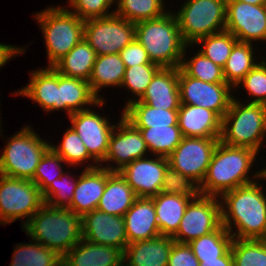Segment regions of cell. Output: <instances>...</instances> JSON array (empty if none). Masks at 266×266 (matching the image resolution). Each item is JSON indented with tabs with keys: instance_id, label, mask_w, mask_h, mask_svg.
<instances>
[{
	"instance_id": "1",
	"label": "cell",
	"mask_w": 266,
	"mask_h": 266,
	"mask_svg": "<svg viewBox=\"0 0 266 266\" xmlns=\"http://www.w3.org/2000/svg\"><path fill=\"white\" fill-rule=\"evenodd\" d=\"M260 181L239 186L219 197L221 222L233 239H259L266 230V190Z\"/></svg>"
},
{
	"instance_id": "2",
	"label": "cell",
	"mask_w": 266,
	"mask_h": 266,
	"mask_svg": "<svg viewBox=\"0 0 266 266\" xmlns=\"http://www.w3.org/2000/svg\"><path fill=\"white\" fill-rule=\"evenodd\" d=\"M258 153L219 141L212 154L204 180L199 185L202 195L220 197L223 193L261 179L262 170L251 175Z\"/></svg>"
},
{
	"instance_id": "3",
	"label": "cell",
	"mask_w": 266,
	"mask_h": 266,
	"mask_svg": "<svg viewBox=\"0 0 266 266\" xmlns=\"http://www.w3.org/2000/svg\"><path fill=\"white\" fill-rule=\"evenodd\" d=\"M22 229L31 240L63 257L82 239V216L44 204Z\"/></svg>"
},
{
	"instance_id": "4",
	"label": "cell",
	"mask_w": 266,
	"mask_h": 266,
	"mask_svg": "<svg viewBox=\"0 0 266 266\" xmlns=\"http://www.w3.org/2000/svg\"><path fill=\"white\" fill-rule=\"evenodd\" d=\"M135 39L147 51L152 63L161 68H179L186 43L174 12H168L155 19L135 23Z\"/></svg>"
},
{
	"instance_id": "5",
	"label": "cell",
	"mask_w": 266,
	"mask_h": 266,
	"mask_svg": "<svg viewBox=\"0 0 266 266\" xmlns=\"http://www.w3.org/2000/svg\"><path fill=\"white\" fill-rule=\"evenodd\" d=\"M265 138L266 105L248 103L247 98L241 102L234 96L222 119L220 141L229 146L249 148L259 154Z\"/></svg>"
},
{
	"instance_id": "6",
	"label": "cell",
	"mask_w": 266,
	"mask_h": 266,
	"mask_svg": "<svg viewBox=\"0 0 266 266\" xmlns=\"http://www.w3.org/2000/svg\"><path fill=\"white\" fill-rule=\"evenodd\" d=\"M56 6L46 7L33 16L43 32L48 67H52L84 37V20L69 11L65 5Z\"/></svg>"
},
{
	"instance_id": "7",
	"label": "cell",
	"mask_w": 266,
	"mask_h": 266,
	"mask_svg": "<svg viewBox=\"0 0 266 266\" xmlns=\"http://www.w3.org/2000/svg\"><path fill=\"white\" fill-rule=\"evenodd\" d=\"M0 155V174L32 180L36 167L50 149V142L42 139L31 126H24L6 141Z\"/></svg>"
},
{
	"instance_id": "8",
	"label": "cell",
	"mask_w": 266,
	"mask_h": 266,
	"mask_svg": "<svg viewBox=\"0 0 266 266\" xmlns=\"http://www.w3.org/2000/svg\"><path fill=\"white\" fill-rule=\"evenodd\" d=\"M226 2L227 0H186L178 12L174 11L182 39L187 45L225 31Z\"/></svg>"
},
{
	"instance_id": "9",
	"label": "cell",
	"mask_w": 266,
	"mask_h": 266,
	"mask_svg": "<svg viewBox=\"0 0 266 266\" xmlns=\"http://www.w3.org/2000/svg\"><path fill=\"white\" fill-rule=\"evenodd\" d=\"M44 204L42 192L32 180L0 174V224L23 219L22 228Z\"/></svg>"
},
{
	"instance_id": "10",
	"label": "cell",
	"mask_w": 266,
	"mask_h": 266,
	"mask_svg": "<svg viewBox=\"0 0 266 266\" xmlns=\"http://www.w3.org/2000/svg\"><path fill=\"white\" fill-rule=\"evenodd\" d=\"M96 55L119 54L135 39V23L115 14L84 21V37Z\"/></svg>"
},
{
	"instance_id": "11",
	"label": "cell",
	"mask_w": 266,
	"mask_h": 266,
	"mask_svg": "<svg viewBox=\"0 0 266 266\" xmlns=\"http://www.w3.org/2000/svg\"><path fill=\"white\" fill-rule=\"evenodd\" d=\"M180 104L196 105L214 111L221 119L227 113L236 89L227 83H208L188 76L178 68ZM233 91V93H232Z\"/></svg>"
},
{
	"instance_id": "12",
	"label": "cell",
	"mask_w": 266,
	"mask_h": 266,
	"mask_svg": "<svg viewBox=\"0 0 266 266\" xmlns=\"http://www.w3.org/2000/svg\"><path fill=\"white\" fill-rule=\"evenodd\" d=\"M221 225L220 199L199 194L188 203L173 239L175 242L189 243L217 230Z\"/></svg>"
},
{
	"instance_id": "13",
	"label": "cell",
	"mask_w": 266,
	"mask_h": 266,
	"mask_svg": "<svg viewBox=\"0 0 266 266\" xmlns=\"http://www.w3.org/2000/svg\"><path fill=\"white\" fill-rule=\"evenodd\" d=\"M219 141L220 138L183 137L167 157L169 166L200 185Z\"/></svg>"
},
{
	"instance_id": "14",
	"label": "cell",
	"mask_w": 266,
	"mask_h": 266,
	"mask_svg": "<svg viewBox=\"0 0 266 266\" xmlns=\"http://www.w3.org/2000/svg\"><path fill=\"white\" fill-rule=\"evenodd\" d=\"M118 120L111 133L105 159L99 165L111 172L120 171L136 159L152 156L147 155L149 151L141 132L123 117L122 111ZM104 163L106 165H102Z\"/></svg>"
},
{
	"instance_id": "15",
	"label": "cell",
	"mask_w": 266,
	"mask_h": 266,
	"mask_svg": "<svg viewBox=\"0 0 266 266\" xmlns=\"http://www.w3.org/2000/svg\"><path fill=\"white\" fill-rule=\"evenodd\" d=\"M225 30L240 42H266V5L227 0Z\"/></svg>"
},
{
	"instance_id": "16",
	"label": "cell",
	"mask_w": 266,
	"mask_h": 266,
	"mask_svg": "<svg viewBox=\"0 0 266 266\" xmlns=\"http://www.w3.org/2000/svg\"><path fill=\"white\" fill-rule=\"evenodd\" d=\"M95 111L90 108L75 112L68 116V118L71 122L70 127L81 138L89 155L101 165L105 159L109 139L116 123H110L107 116L103 117V115Z\"/></svg>"
},
{
	"instance_id": "17",
	"label": "cell",
	"mask_w": 266,
	"mask_h": 266,
	"mask_svg": "<svg viewBox=\"0 0 266 266\" xmlns=\"http://www.w3.org/2000/svg\"><path fill=\"white\" fill-rule=\"evenodd\" d=\"M147 157L136 159L118 171L137 197L151 198L160 193L164 173L169 166L167 157Z\"/></svg>"
},
{
	"instance_id": "18",
	"label": "cell",
	"mask_w": 266,
	"mask_h": 266,
	"mask_svg": "<svg viewBox=\"0 0 266 266\" xmlns=\"http://www.w3.org/2000/svg\"><path fill=\"white\" fill-rule=\"evenodd\" d=\"M82 238L94 243L119 248L128 244L124 218L95 209L82 216Z\"/></svg>"
},
{
	"instance_id": "19",
	"label": "cell",
	"mask_w": 266,
	"mask_h": 266,
	"mask_svg": "<svg viewBox=\"0 0 266 266\" xmlns=\"http://www.w3.org/2000/svg\"><path fill=\"white\" fill-rule=\"evenodd\" d=\"M177 124L183 137L220 138L222 119L212 110L180 104Z\"/></svg>"
},
{
	"instance_id": "20",
	"label": "cell",
	"mask_w": 266,
	"mask_h": 266,
	"mask_svg": "<svg viewBox=\"0 0 266 266\" xmlns=\"http://www.w3.org/2000/svg\"><path fill=\"white\" fill-rule=\"evenodd\" d=\"M96 105V106H95ZM105 105V100H100L91 90L88 81L67 77L58 72V103L57 111L67 112V116L92 106L100 107Z\"/></svg>"
},
{
	"instance_id": "21",
	"label": "cell",
	"mask_w": 266,
	"mask_h": 266,
	"mask_svg": "<svg viewBox=\"0 0 266 266\" xmlns=\"http://www.w3.org/2000/svg\"><path fill=\"white\" fill-rule=\"evenodd\" d=\"M123 218L128 244L161 235L152 198L138 197Z\"/></svg>"
},
{
	"instance_id": "22",
	"label": "cell",
	"mask_w": 266,
	"mask_h": 266,
	"mask_svg": "<svg viewBox=\"0 0 266 266\" xmlns=\"http://www.w3.org/2000/svg\"><path fill=\"white\" fill-rule=\"evenodd\" d=\"M27 86L12 93L25 96L38 104L45 112L57 110L58 72L53 67L40 68L30 72Z\"/></svg>"
},
{
	"instance_id": "23",
	"label": "cell",
	"mask_w": 266,
	"mask_h": 266,
	"mask_svg": "<svg viewBox=\"0 0 266 266\" xmlns=\"http://www.w3.org/2000/svg\"><path fill=\"white\" fill-rule=\"evenodd\" d=\"M82 170L81 175H78L77 186L69 207L80 216L97 209L106 185V168L99 166Z\"/></svg>"
},
{
	"instance_id": "24",
	"label": "cell",
	"mask_w": 266,
	"mask_h": 266,
	"mask_svg": "<svg viewBox=\"0 0 266 266\" xmlns=\"http://www.w3.org/2000/svg\"><path fill=\"white\" fill-rule=\"evenodd\" d=\"M175 240L171 236L136 241L127 244L123 261L127 266H168V259Z\"/></svg>"
},
{
	"instance_id": "25",
	"label": "cell",
	"mask_w": 266,
	"mask_h": 266,
	"mask_svg": "<svg viewBox=\"0 0 266 266\" xmlns=\"http://www.w3.org/2000/svg\"><path fill=\"white\" fill-rule=\"evenodd\" d=\"M134 102L146 103L154 108L178 110V68H161L152 78L143 96Z\"/></svg>"
},
{
	"instance_id": "26",
	"label": "cell",
	"mask_w": 266,
	"mask_h": 266,
	"mask_svg": "<svg viewBox=\"0 0 266 266\" xmlns=\"http://www.w3.org/2000/svg\"><path fill=\"white\" fill-rule=\"evenodd\" d=\"M63 259L71 266H119L123 262V252L82 238Z\"/></svg>"
},
{
	"instance_id": "27",
	"label": "cell",
	"mask_w": 266,
	"mask_h": 266,
	"mask_svg": "<svg viewBox=\"0 0 266 266\" xmlns=\"http://www.w3.org/2000/svg\"><path fill=\"white\" fill-rule=\"evenodd\" d=\"M137 198L133 189L119 172L106 169V185L97 206L98 210L123 217Z\"/></svg>"
},
{
	"instance_id": "28",
	"label": "cell",
	"mask_w": 266,
	"mask_h": 266,
	"mask_svg": "<svg viewBox=\"0 0 266 266\" xmlns=\"http://www.w3.org/2000/svg\"><path fill=\"white\" fill-rule=\"evenodd\" d=\"M155 206L158 228L161 235L173 237L179 229V224L185 214L190 197L179 194L160 192L151 197Z\"/></svg>"
},
{
	"instance_id": "29",
	"label": "cell",
	"mask_w": 266,
	"mask_h": 266,
	"mask_svg": "<svg viewBox=\"0 0 266 266\" xmlns=\"http://www.w3.org/2000/svg\"><path fill=\"white\" fill-rule=\"evenodd\" d=\"M125 64L120 54L98 55L89 79L92 92L104 100L100 91L105 87H120L125 74Z\"/></svg>"
},
{
	"instance_id": "30",
	"label": "cell",
	"mask_w": 266,
	"mask_h": 266,
	"mask_svg": "<svg viewBox=\"0 0 266 266\" xmlns=\"http://www.w3.org/2000/svg\"><path fill=\"white\" fill-rule=\"evenodd\" d=\"M96 57L94 49L83 38L52 67L64 76L89 81Z\"/></svg>"
},
{
	"instance_id": "31",
	"label": "cell",
	"mask_w": 266,
	"mask_h": 266,
	"mask_svg": "<svg viewBox=\"0 0 266 266\" xmlns=\"http://www.w3.org/2000/svg\"><path fill=\"white\" fill-rule=\"evenodd\" d=\"M123 108V117L135 128L178 125V110L154 108L142 102H132Z\"/></svg>"
},
{
	"instance_id": "32",
	"label": "cell",
	"mask_w": 266,
	"mask_h": 266,
	"mask_svg": "<svg viewBox=\"0 0 266 266\" xmlns=\"http://www.w3.org/2000/svg\"><path fill=\"white\" fill-rule=\"evenodd\" d=\"M253 46L251 43L237 41L223 67L226 83L233 90L245 75L259 63V60L256 61Z\"/></svg>"
},
{
	"instance_id": "33",
	"label": "cell",
	"mask_w": 266,
	"mask_h": 266,
	"mask_svg": "<svg viewBox=\"0 0 266 266\" xmlns=\"http://www.w3.org/2000/svg\"><path fill=\"white\" fill-rule=\"evenodd\" d=\"M52 144L50 142V148L67 163L69 168L71 166H74V168H77L78 165L83 166V163L87 165L88 161L89 163L84 169L99 167V164L89 155L81 138L71 127L67 128L65 133H63L61 143H58V145Z\"/></svg>"
},
{
	"instance_id": "34",
	"label": "cell",
	"mask_w": 266,
	"mask_h": 266,
	"mask_svg": "<svg viewBox=\"0 0 266 266\" xmlns=\"http://www.w3.org/2000/svg\"><path fill=\"white\" fill-rule=\"evenodd\" d=\"M153 156L168 157L182 141L183 135L178 125L166 127L137 128Z\"/></svg>"
},
{
	"instance_id": "35",
	"label": "cell",
	"mask_w": 266,
	"mask_h": 266,
	"mask_svg": "<svg viewBox=\"0 0 266 266\" xmlns=\"http://www.w3.org/2000/svg\"><path fill=\"white\" fill-rule=\"evenodd\" d=\"M233 241L229 231L221 225L217 230L188 243L198 260H211L224 256Z\"/></svg>"
},
{
	"instance_id": "36",
	"label": "cell",
	"mask_w": 266,
	"mask_h": 266,
	"mask_svg": "<svg viewBox=\"0 0 266 266\" xmlns=\"http://www.w3.org/2000/svg\"><path fill=\"white\" fill-rule=\"evenodd\" d=\"M164 0H115L114 14L129 22L137 23L155 19L167 13Z\"/></svg>"
},
{
	"instance_id": "37",
	"label": "cell",
	"mask_w": 266,
	"mask_h": 266,
	"mask_svg": "<svg viewBox=\"0 0 266 266\" xmlns=\"http://www.w3.org/2000/svg\"><path fill=\"white\" fill-rule=\"evenodd\" d=\"M19 243L14 247L9 266H56L63 258L56 251L48 249L37 241ZM33 243H32V242Z\"/></svg>"
},
{
	"instance_id": "38",
	"label": "cell",
	"mask_w": 266,
	"mask_h": 266,
	"mask_svg": "<svg viewBox=\"0 0 266 266\" xmlns=\"http://www.w3.org/2000/svg\"><path fill=\"white\" fill-rule=\"evenodd\" d=\"M192 45H186L180 68L193 78L208 83H226L223 68L208 59L201 52H197L194 56L187 60V48Z\"/></svg>"
},
{
	"instance_id": "39",
	"label": "cell",
	"mask_w": 266,
	"mask_h": 266,
	"mask_svg": "<svg viewBox=\"0 0 266 266\" xmlns=\"http://www.w3.org/2000/svg\"><path fill=\"white\" fill-rule=\"evenodd\" d=\"M237 38L228 31L211 34L197 40L193 46L200 45L198 50L220 67H224Z\"/></svg>"
},
{
	"instance_id": "40",
	"label": "cell",
	"mask_w": 266,
	"mask_h": 266,
	"mask_svg": "<svg viewBox=\"0 0 266 266\" xmlns=\"http://www.w3.org/2000/svg\"><path fill=\"white\" fill-rule=\"evenodd\" d=\"M160 69L161 67L157 64H141L126 67L120 87L127 88L129 93H132L134 97L126 101L125 107L143 96L152 78Z\"/></svg>"
},
{
	"instance_id": "41",
	"label": "cell",
	"mask_w": 266,
	"mask_h": 266,
	"mask_svg": "<svg viewBox=\"0 0 266 266\" xmlns=\"http://www.w3.org/2000/svg\"><path fill=\"white\" fill-rule=\"evenodd\" d=\"M233 266H266V247L259 239H233Z\"/></svg>"
},
{
	"instance_id": "42",
	"label": "cell",
	"mask_w": 266,
	"mask_h": 266,
	"mask_svg": "<svg viewBox=\"0 0 266 266\" xmlns=\"http://www.w3.org/2000/svg\"><path fill=\"white\" fill-rule=\"evenodd\" d=\"M70 171H65L60 178L54 179L42 192L44 203L55 208H69L74 191L77 186L78 176Z\"/></svg>"
},
{
	"instance_id": "43",
	"label": "cell",
	"mask_w": 266,
	"mask_h": 266,
	"mask_svg": "<svg viewBox=\"0 0 266 266\" xmlns=\"http://www.w3.org/2000/svg\"><path fill=\"white\" fill-rule=\"evenodd\" d=\"M264 58L263 56L235 87L239 89L242 86V90L248 92L245 93L250 97L248 103L266 105V58Z\"/></svg>"
},
{
	"instance_id": "44",
	"label": "cell",
	"mask_w": 266,
	"mask_h": 266,
	"mask_svg": "<svg viewBox=\"0 0 266 266\" xmlns=\"http://www.w3.org/2000/svg\"><path fill=\"white\" fill-rule=\"evenodd\" d=\"M63 164H66L64 160L51 148L44 154L39 165L36 167L32 179V181L40 188L41 192H43L54 179L60 178L63 175L65 172L63 170L64 166H62ZM49 168H54V171L52 169L49 170Z\"/></svg>"
},
{
	"instance_id": "45",
	"label": "cell",
	"mask_w": 266,
	"mask_h": 266,
	"mask_svg": "<svg viewBox=\"0 0 266 266\" xmlns=\"http://www.w3.org/2000/svg\"><path fill=\"white\" fill-rule=\"evenodd\" d=\"M161 192L167 194H179L194 199L200 194L199 185L190 177L167 167L161 185Z\"/></svg>"
},
{
	"instance_id": "46",
	"label": "cell",
	"mask_w": 266,
	"mask_h": 266,
	"mask_svg": "<svg viewBox=\"0 0 266 266\" xmlns=\"http://www.w3.org/2000/svg\"><path fill=\"white\" fill-rule=\"evenodd\" d=\"M114 3L115 0H68V10L85 21L113 15L114 10L110 12L109 8Z\"/></svg>"
},
{
	"instance_id": "47",
	"label": "cell",
	"mask_w": 266,
	"mask_h": 266,
	"mask_svg": "<svg viewBox=\"0 0 266 266\" xmlns=\"http://www.w3.org/2000/svg\"><path fill=\"white\" fill-rule=\"evenodd\" d=\"M168 266H200L188 243L174 242L168 259Z\"/></svg>"
},
{
	"instance_id": "48",
	"label": "cell",
	"mask_w": 266,
	"mask_h": 266,
	"mask_svg": "<svg viewBox=\"0 0 266 266\" xmlns=\"http://www.w3.org/2000/svg\"><path fill=\"white\" fill-rule=\"evenodd\" d=\"M119 54L125 67L141 64H155L150 61L147 51L136 39H133Z\"/></svg>"
},
{
	"instance_id": "49",
	"label": "cell",
	"mask_w": 266,
	"mask_h": 266,
	"mask_svg": "<svg viewBox=\"0 0 266 266\" xmlns=\"http://www.w3.org/2000/svg\"><path fill=\"white\" fill-rule=\"evenodd\" d=\"M26 51L25 46L20 48L15 45H9V44H3L0 43V68H3L5 64H7L10 59L20 55L24 54Z\"/></svg>"
},
{
	"instance_id": "50",
	"label": "cell",
	"mask_w": 266,
	"mask_h": 266,
	"mask_svg": "<svg viewBox=\"0 0 266 266\" xmlns=\"http://www.w3.org/2000/svg\"><path fill=\"white\" fill-rule=\"evenodd\" d=\"M200 266H233V258L231 250L224 256L211 260H198Z\"/></svg>"
},
{
	"instance_id": "51",
	"label": "cell",
	"mask_w": 266,
	"mask_h": 266,
	"mask_svg": "<svg viewBox=\"0 0 266 266\" xmlns=\"http://www.w3.org/2000/svg\"><path fill=\"white\" fill-rule=\"evenodd\" d=\"M236 1H242L252 5H266V0H236Z\"/></svg>"
},
{
	"instance_id": "52",
	"label": "cell",
	"mask_w": 266,
	"mask_h": 266,
	"mask_svg": "<svg viewBox=\"0 0 266 266\" xmlns=\"http://www.w3.org/2000/svg\"><path fill=\"white\" fill-rule=\"evenodd\" d=\"M56 266H71L67 261H65L63 258L57 263Z\"/></svg>"
},
{
	"instance_id": "53",
	"label": "cell",
	"mask_w": 266,
	"mask_h": 266,
	"mask_svg": "<svg viewBox=\"0 0 266 266\" xmlns=\"http://www.w3.org/2000/svg\"><path fill=\"white\" fill-rule=\"evenodd\" d=\"M259 240L263 243V245L266 247V230L264 234L259 238Z\"/></svg>"
},
{
	"instance_id": "54",
	"label": "cell",
	"mask_w": 266,
	"mask_h": 266,
	"mask_svg": "<svg viewBox=\"0 0 266 266\" xmlns=\"http://www.w3.org/2000/svg\"><path fill=\"white\" fill-rule=\"evenodd\" d=\"M261 180H266V168L264 167L263 169H262V177H261Z\"/></svg>"
},
{
	"instance_id": "55",
	"label": "cell",
	"mask_w": 266,
	"mask_h": 266,
	"mask_svg": "<svg viewBox=\"0 0 266 266\" xmlns=\"http://www.w3.org/2000/svg\"><path fill=\"white\" fill-rule=\"evenodd\" d=\"M1 119V118H0ZM1 122H2V120H0V124H1ZM0 127H1V125H0ZM1 129V128H0ZM0 136H2L3 137V135H1L2 134V129L0 130Z\"/></svg>"
},
{
	"instance_id": "56",
	"label": "cell",
	"mask_w": 266,
	"mask_h": 266,
	"mask_svg": "<svg viewBox=\"0 0 266 266\" xmlns=\"http://www.w3.org/2000/svg\"><path fill=\"white\" fill-rule=\"evenodd\" d=\"M119 266H127L124 261Z\"/></svg>"
}]
</instances>
